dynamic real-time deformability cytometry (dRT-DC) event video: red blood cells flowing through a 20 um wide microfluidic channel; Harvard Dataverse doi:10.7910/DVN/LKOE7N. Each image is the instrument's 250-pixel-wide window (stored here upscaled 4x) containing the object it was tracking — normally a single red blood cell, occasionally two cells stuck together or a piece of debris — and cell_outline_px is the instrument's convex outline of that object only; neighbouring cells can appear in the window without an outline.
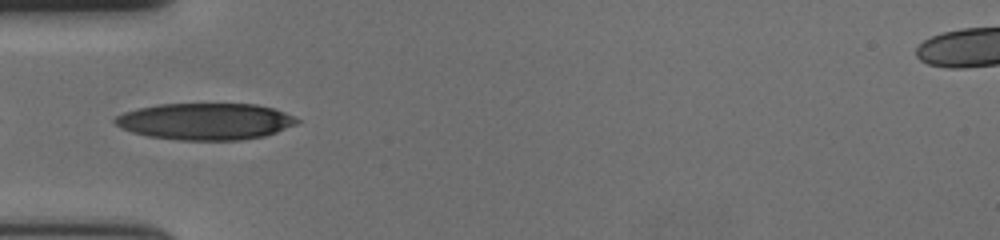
{"species": "human", "species_latin": "Homo sapiens", "temperature_condition": "cold", "stored_images_in_passage": 39, "camera_frame_rate_fps": 3000, "um_per_image_px": 0.085, "donor": {"sex": "female"}, "frame": {"image": 1, "passage_image": 1, "time_ms": 0.0, "image_size_px": [1000, 240], "cell_outline_px": [[300, 120], [296, 124], [276, 132], [264, 136], [244, 140], [176, 140], [148, 136], [132, 132], [116, 124], [112, 120], [116, 116], [124, 112], [136, 108], [160, 104], [256, 104], [272, 108], [284, 112]], "centroid_in_image_um": [17.44, 10.32], "position_along_channel_um": 67.6, "area_um2": 38.84}}
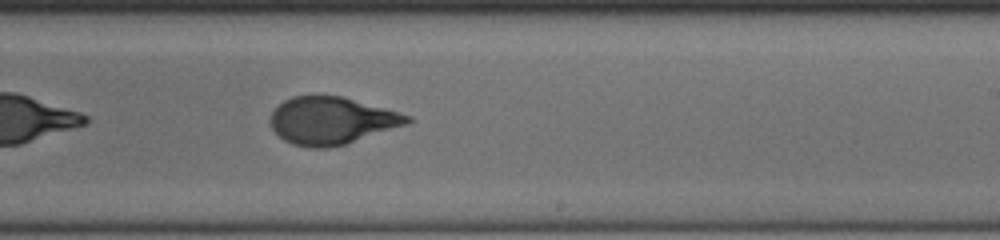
{"frame": {"image": 2, "passage_image": 17, "time_ms": 5.333, "image_size_px": [1000, 240], "cell_outline_px": [[412, 120], [408, 124], [344, 144], [328, 148], [308, 148], [292, 144], [284, 140], [268, 124], [268, 120], [272, 112], [284, 100], [292, 96], [316, 92], [344, 96], [412, 116]], "centroid_in_image_um": [28.14, 10.21], "position_along_channel_um": 260.9, "area_um2": 38.49}}
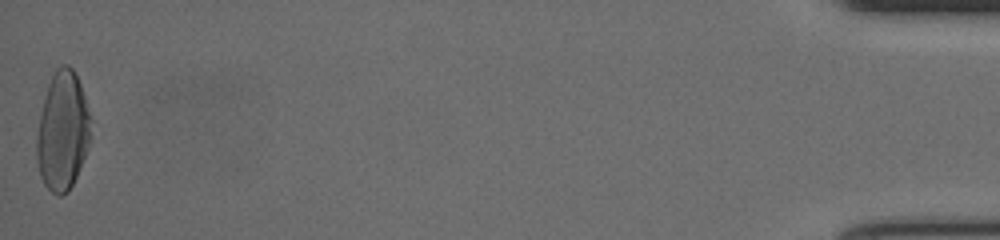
{"frame": {"image": 3, "passage_image": 39, "time_ms": 12.667, "image_size_px": [1000, 240], "cell_outline_px": [[92, 120], [88, 148], [76, 176], [68, 192], [60, 196], [56, 196], [44, 184], [40, 176], [36, 160], [36, 136], [40, 116], [48, 84], [56, 68], [60, 64], [68, 64], [72, 68], [80, 84]], "centroid_in_image_um": [5.32, 11.16], "position_along_channel_um": 429.9, "area_um2": 37.4}, "authors_computed_cell_mechanics": {"area_um2": 38.4948, "velocity_mm_per_s": 3.6521, "shape_relaxation_time_tau1_ms": 4.6314, "shape_relaxation_time_tau2_ms": 0.7638, "deformation_change_tau1": 0.205, "deformation_change_tau2": 0.0678}}